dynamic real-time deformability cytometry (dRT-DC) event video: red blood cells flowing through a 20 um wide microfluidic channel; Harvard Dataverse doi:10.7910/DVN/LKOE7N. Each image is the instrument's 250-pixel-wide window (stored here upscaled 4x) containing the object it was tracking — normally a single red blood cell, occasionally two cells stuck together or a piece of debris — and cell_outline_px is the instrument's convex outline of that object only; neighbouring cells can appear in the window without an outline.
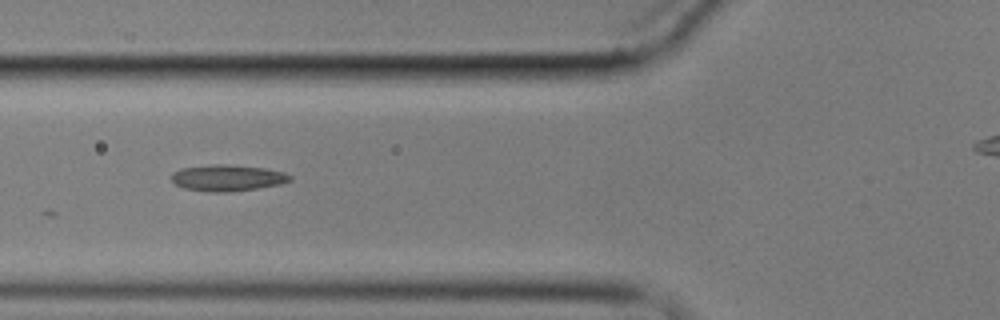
{"species": "common noctule bat (a hibernating species)", "species_latin": "Nyctalus noctula", "temperature_condition": "cold", "stored_images_in_passage": 15, "camera_frame_rate_fps": 3000, "um_per_image_px": 0.085, "animal": {"sex": "male", "body_mass_g": 17.9}, "frame": {"image": 1, "passage_image": 7, "time_ms": 8.667, "image_size_px": [1000, 320], "cell_outline_px": [[292, 180], [280, 184], [256, 188], [228, 192], [208, 192], [184, 188], [176, 184], [172, 180], [172, 172], [180, 168], [212, 164], [228, 164], [264, 168], [284, 172], [292, 176]], "centroid_in_image_um": [19.32, 15.11], "position_along_channel_um": 106.5, "area_um2": 18.21}}
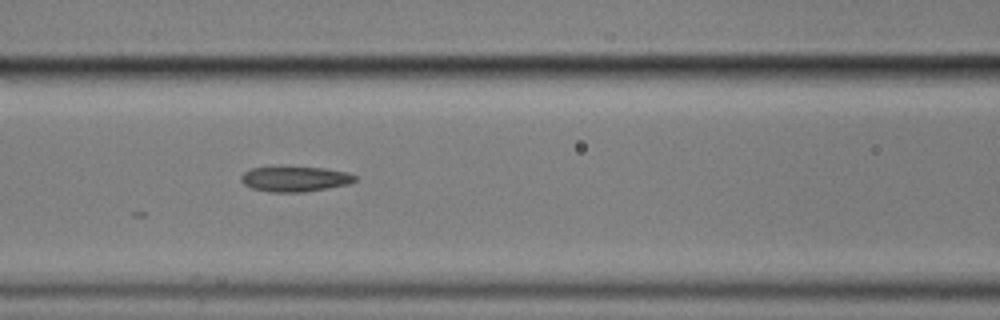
{"frame": {"image": 2, "passage_image": 8, "time_ms": 9.667, "image_size_px": [1000, 320], "cell_outline_px": [[356, 180], [348, 184], [328, 188], [304, 192], [268, 192], [252, 188], [244, 184], [240, 180], [240, 176], [244, 172], [252, 168], [324, 168], [348, 172], [356, 176]], "centroid_in_image_um": [25.08, 15.23], "position_along_channel_um": 141.5, "area_um2": 16.47}}
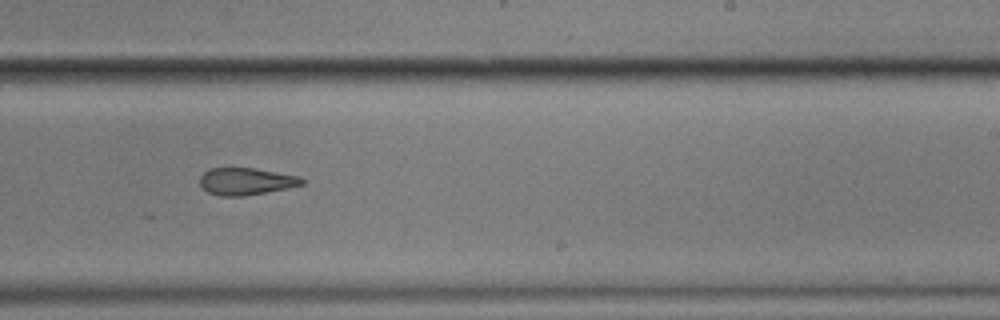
{"frame": {"image": 3, "passage_image": 11, "time_ms": 13.333, "image_size_px": [1000, 320], "cell_outline_px": [[308, 180], [304, 184], [244, 196], [220, 196], [208, 192], [200, 184], [200, 176], [204, 172], [212, 168], [256, 168], [300, 176]], "centroid_in_image_um": [20.94, 15.4], "position_along_channel_um": 268.1, "area_um2": 16.07}}